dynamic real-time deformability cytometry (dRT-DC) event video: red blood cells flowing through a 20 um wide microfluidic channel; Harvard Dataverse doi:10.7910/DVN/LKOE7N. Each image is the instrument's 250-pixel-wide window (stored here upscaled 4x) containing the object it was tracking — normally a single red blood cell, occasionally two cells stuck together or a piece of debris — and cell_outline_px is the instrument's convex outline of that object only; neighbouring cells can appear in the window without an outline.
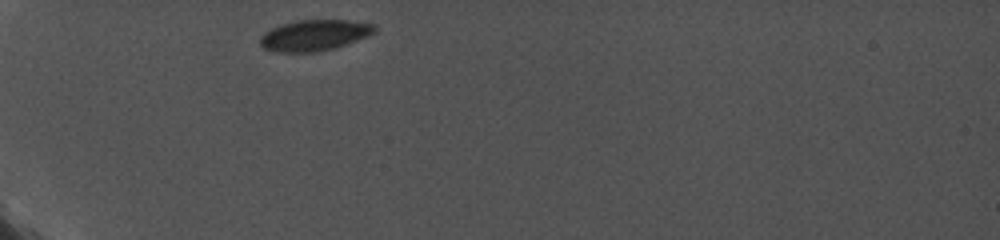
{"species": "common noctule bat (a hibernating species)", "species_latin": "Nyctalus noctula", "temperature_condition": "cold", "stored_images_in_passage": 21, "camera_frame_rate_fps": 5000, "um_per_image_px": 0.085, "animal": {"sex": "female", "body_mass_g": 19.0, "forearm_length_mm": 56.7}, "frame": {"image": 1, "passage_image": 1, "time_ms": 0.0, "image_size_px": [1000, 240], "cell_outline_px": [[376, 32], [368, 36], [336, 48], [316, 52], [276, 52], [264, 48], [260, 44], [260, 36], [264, 32], [280, 24], [296, 20], [348, 20], [376, 24]], "centroid_in_image_um": [26.73, 2.99], "position_along_channel_um": 58.3, "area_um2": 20.87}}
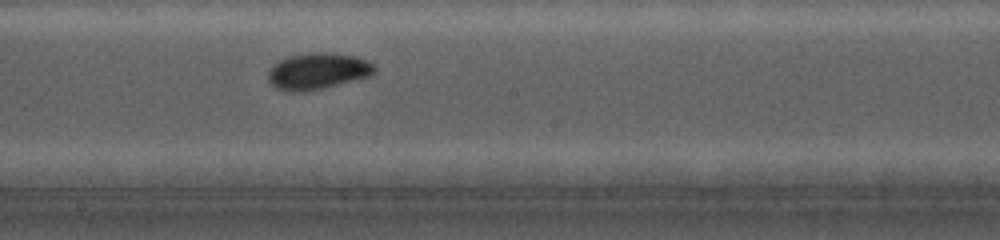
{"frame": {"image": 2, "passage_image": 12, "time_ms": 5.0, "image_size_px": [1000, 240], "cell_outline_px": [[376, 72], [372, 76], [304, 92], [284, 92], [276, 88], [268, 80], [268, 72], [272, 64], [288, 56], [308, 52], [328, 52], [356, 56], [372, 64], [376, 68]], "centroid_in_image_um": [26.98, 6.04], "position_along_channel_um": 221.2, "area_um2": 22.77}}
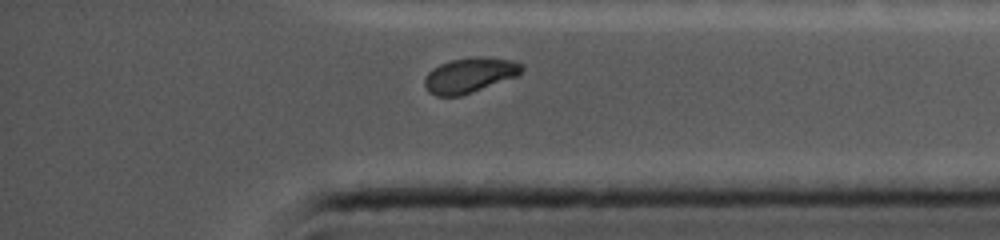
{"frame": {"image": 3, "passage_image": 21, "time_ms": 9.6, "image_size_px": [1000, 240], "cell_outline_px": [[524, 68], [520, 76], [460, 96], [436, 96], [428, 92], [424, 84], [424, 80], [428, 72], [432, 68], [440, 64], [452, 60], [512, 60], [524, 64]], "centroid_in_image_um": [39.92, 6.46], "position_along_channel_um": 395.3, "area_um2": 19.19}}